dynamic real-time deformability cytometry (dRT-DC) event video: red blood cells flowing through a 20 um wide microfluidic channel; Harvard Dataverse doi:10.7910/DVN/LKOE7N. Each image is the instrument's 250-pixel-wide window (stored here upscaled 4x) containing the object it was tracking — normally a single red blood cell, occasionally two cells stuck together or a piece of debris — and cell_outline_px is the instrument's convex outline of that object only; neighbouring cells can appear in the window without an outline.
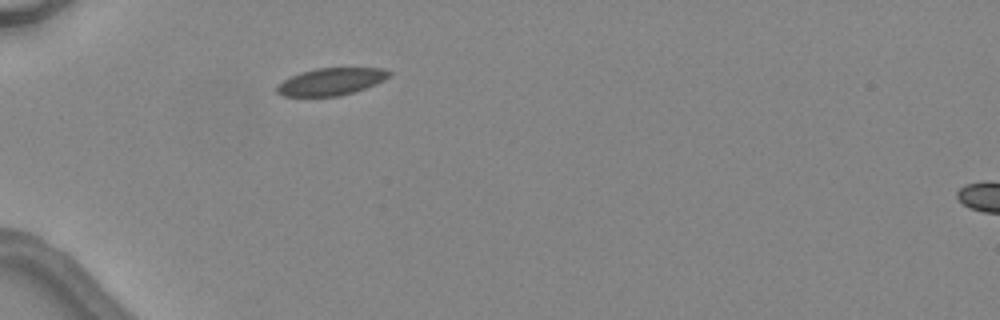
{"species": "common noctule bat (a hibernating species)", "species_latin": "Nyctalus noctula", "temperature_condition": "warm", "stored_images_in_passage": 1, "camera_frame_rate_fps": 3000, "um_per_image_px": 0.085, "animal": {"sex": "female", "body_mass_g": 24.6, "forearm_length_mm": 56.2}, "frame": {"image": 1, "passage_image": 1, "time_ms": 0.0, "image_size_px": [1000, 320], "cell_outline_px": [[392, 76], [376, 84], [340, 96], [284, 96], [276, 92], [276, 84], [300, 72], [316, 68], [384, 68], [392, 72]], "centroid_in_image_um": [28.15, 6.93], "position_along_channel_um": 56.8, "area_um2": 17.86}}